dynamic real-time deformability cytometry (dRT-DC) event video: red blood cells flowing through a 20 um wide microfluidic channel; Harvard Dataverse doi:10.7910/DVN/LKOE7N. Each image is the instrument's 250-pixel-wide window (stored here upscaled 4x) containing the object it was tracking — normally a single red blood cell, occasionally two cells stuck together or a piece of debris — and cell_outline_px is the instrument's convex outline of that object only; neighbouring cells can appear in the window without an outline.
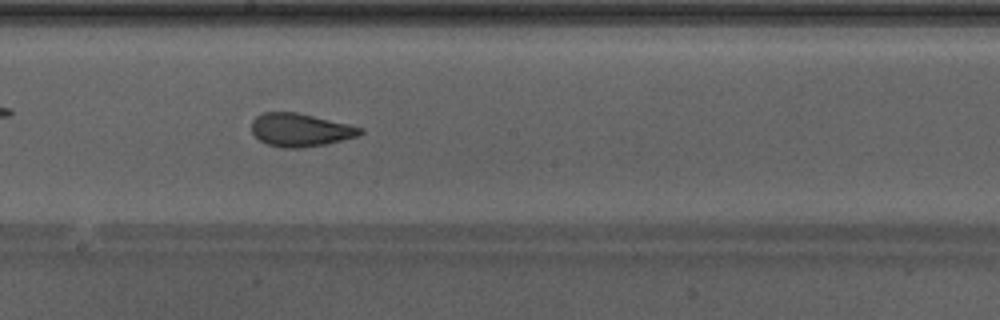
{"species": "Egyptian fruit bat (a non-hibernating species)", "species_latin": "Rousettus aegyptiacus", "temperature_condition": "warm", "stored_images_in_passage": 36, "camera_frame_rate_fps": 3000, "um_per_image_px": 0.085, "animal": {"sex": "male"}, "frame": {"image": 1, "passage_image": 21, "time_ms": 6.667, "image_size_px": [1000, 320], "cell_outline_px": [[364, 132], [360, 136], [324, 144], [300, 148], [284, 148], [268, 144], [260, 140], [252, 132], [252, 120], [256, 116], [264, 112], [296, 112], [348, 124], [364, 128]], "centroid_in_image_um": [25.54, 11.04], "position_along_channel_um": 222.7, "area_um2": 20.87}, "authors_computed_cell_mechanics": {"area_um2": 21.675, "velocity_mm_per_s": 4.3137, "shape_relaxation_time_tau1_ms": 7.9115, "shape_relaxation_time_tau2_ms": 1.2455, "deformation_change_tau1": 0.2228, "deformation_change_tau2": 0.0741}}